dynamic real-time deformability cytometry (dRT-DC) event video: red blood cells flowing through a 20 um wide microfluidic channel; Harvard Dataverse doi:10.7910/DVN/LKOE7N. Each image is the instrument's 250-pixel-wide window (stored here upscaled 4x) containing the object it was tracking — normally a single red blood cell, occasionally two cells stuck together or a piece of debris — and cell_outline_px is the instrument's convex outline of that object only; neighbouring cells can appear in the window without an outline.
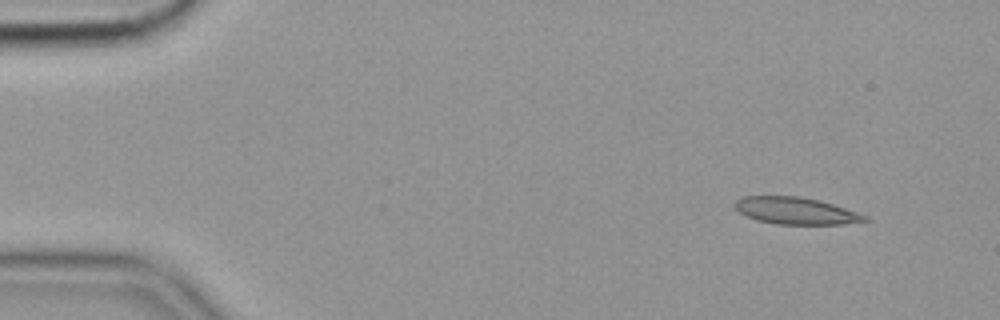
{"species": "common noctule bat (a hibernating species)", "species_latin": "Nyctalus noctula", "temperature_condition": "cold", "stored_images_in_passage": 52, "camera_frame_rate_fps": 3000, "um_per_image_px": 0.085, "animal": {"sex": "female", "body_mass_g": 19.9}, "frame": {"image": 1, "passage_image": 1, "time_ms": 0.0, "image_size_px": [1000, 320], "cell_outline_px": [[872, 220], [840, 224], [776, 224], [756, 220], [740, 212], [736, 208], [736, 200], [744, 196], [800, 196], [820, 200], [868, 216]], "centroid_in_image_um": [67.67, 17.91], "position_along_channel_um": 17.3, "area_um2": 20.23}}
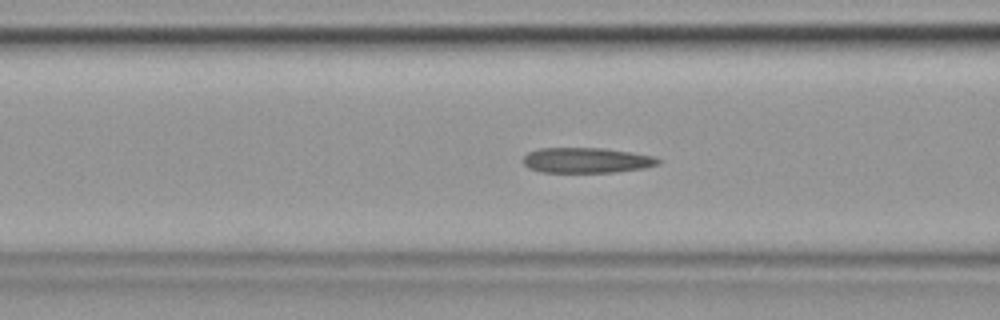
{"frame": {"image": 2, "passage_image": 18, "time_ms": 5.667, "image_size_px": [1000, 320], "cell_outline_px": [[660, 164], [644, 168], [616, 172], [540, 172], [528, 168], [520, 160], [528, 152], [540, 148], [604, 148], [652, 156], [660, 160]], "centroid_in_image_um": [49.8, 13.63], "position_along_channel_um": 116.8, "area_um2": 19.94}}
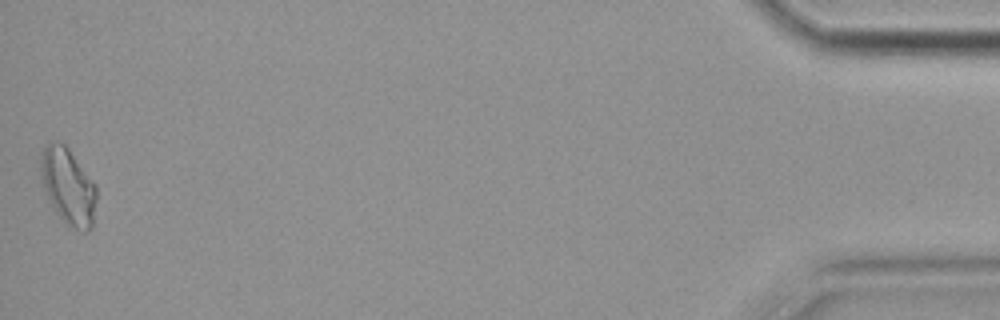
{"frame": {"image": 3, "passage_image": 52, "time_ms": 17.0, "image_size_px": [1000, 320], "cell_outline_px": [[96, 200], [92, 228], [88, 232], [84, 232], [68, 228], [56, 212], [48, 200], [40, 176], [40, 152], [48, 140], [56, 140], [64, 144], [68, 148], [96, 184]], "centroid_in_image_um": [5.77, 15.84], "position_along_channel_um": 429.4, "area_um2": 25.43}, "authors_computed_cell_mechanics": {"area_um2": 20.3456, "velocity_mm_per_s": 3.5481, "shape_relaxation_time_tau1_ms": null, "shape_relaxation_time_tau2_ms": 3.7208, "deformation_change_tau1": null, "deformation_change_tau2": 0.1309}}